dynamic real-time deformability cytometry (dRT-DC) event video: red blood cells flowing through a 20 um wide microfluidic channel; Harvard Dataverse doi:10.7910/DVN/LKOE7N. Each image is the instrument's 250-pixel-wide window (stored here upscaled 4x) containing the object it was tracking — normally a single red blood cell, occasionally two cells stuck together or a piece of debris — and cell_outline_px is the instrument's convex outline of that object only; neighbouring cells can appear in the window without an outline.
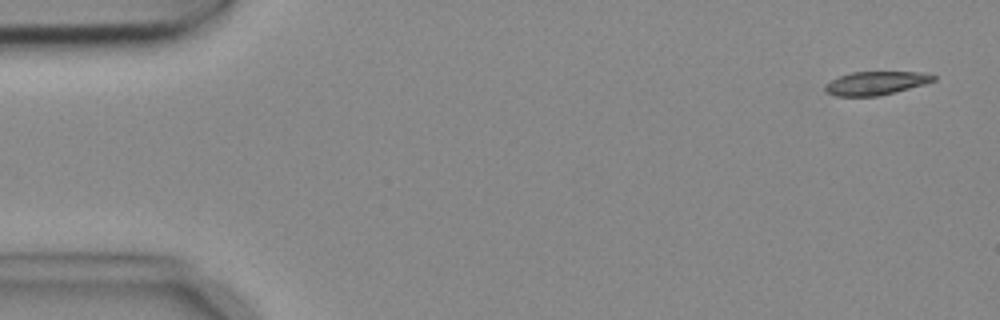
{"species": "common noctule bat (a hibernating species)", "species_latin": "Nyctalus noctula", "temperature_condition": "cold", "stored_images_in_passage": 8, "camera_frame_rate_fps": 3000, "um_per_image_px": 0.085, "animal": {"sex": "female", "body_mass_g": 18.4}, "frame": {"image": 1, "passage_image": 1, "time_ms": 0.0, "image_size_px": [1000, 320], "cell_outline_px": [[936, 80], [924, 84], [876, 96], [836, 96], [828, 92], [824, 88], [824, 84], [840, 76], [852, 72], [920, 72], [936, 76]], "centroid_in_image_um": [74.42, 7.06], "position_along_channel_um": 10.6, "area_um2": 14.51}}
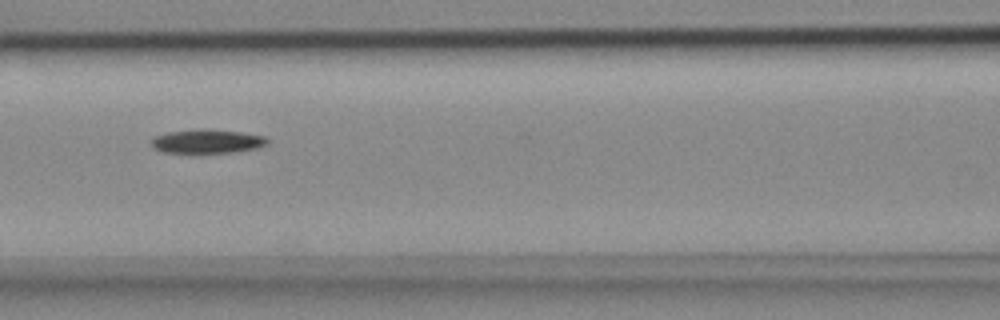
{"frame": {"image": 2, "passage_image": 7, "time_ms": 2.0, "image_size_px": [1000, 320], "cell_outline_px": [[268, 144], [256, 148], [232, 152], [192, 156], [160, 152], [152, 148], [152, 136], [168, 132], [200, 128], [240, 132], [264, 136], [268, 140]], "centroid_in_image_um": [17.5, 12.06], "position_along_channel_um": 149.1, "area_um2": 17.11}}
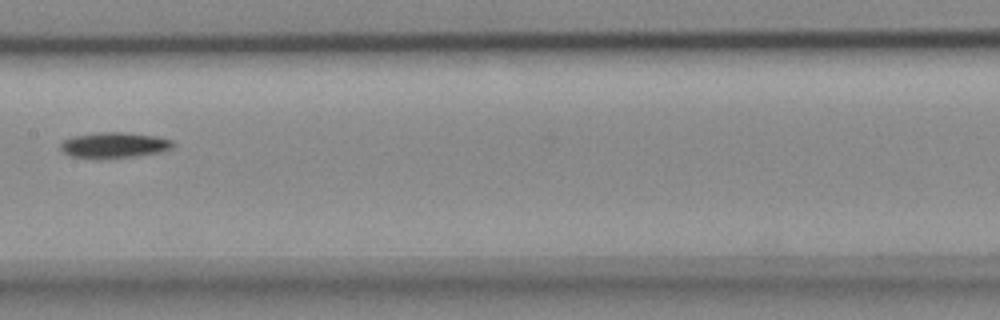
{"frame": {"image": 3, "passage_image": 8, "time_ms": 2.333, "image_size_px": [1000, 320], "cell_outline_px": [[176, 144], [172, 148], [160, 152], [132, 156], [96, 160], [72, 156], [64, 152], [60, 148], [60, 144], [64, 140], [72, 136], [100, 132], [120, 132], [156, 136], [172, 140]], "centroid_in_image_um": [9.69, 12.35], "position_along_channel_um": 197.7, "area_um2": 16.94}}